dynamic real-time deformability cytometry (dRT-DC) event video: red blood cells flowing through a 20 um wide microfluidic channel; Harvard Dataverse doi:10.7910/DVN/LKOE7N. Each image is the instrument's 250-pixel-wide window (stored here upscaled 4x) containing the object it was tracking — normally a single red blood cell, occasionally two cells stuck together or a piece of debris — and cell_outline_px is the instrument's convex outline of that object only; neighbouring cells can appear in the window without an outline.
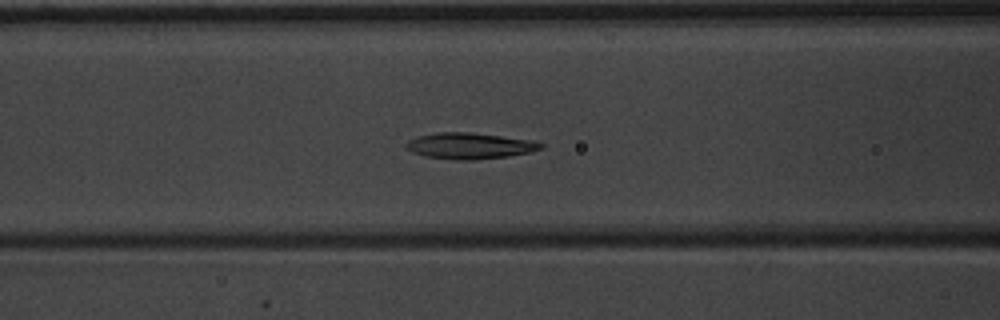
{"species": "common noctule bat (a hibernating species)", "species_latin": "Nyctalus noctula", "temperature_condition": "warm", "stored_images_in_passage": 48, "camera_frame_rate_fps": 3000, "um_per_image_px": 0.085, "animal": {"sex": "male", "body_mass_g": 20.1, "forearm_length_mm": 53.5}, "frame": {"image": 1, "passage_image": 21, "time_ms": 6.667, "image_size_px": [1000, 320], "cell_outline_px": [[544, 148], [528, 152], [508, 156], [472, 160], [456, 160], [424, 156], [412, 152], [404, 148], [404, 144], [408, 140], [416, 136], [440, 132], [468, 132], [532, 140], [544, 144]], "centroid_in_image_um": [39.87, 12.4], "position_along_channel_um": 126.7, "area_um2": 20.52}}
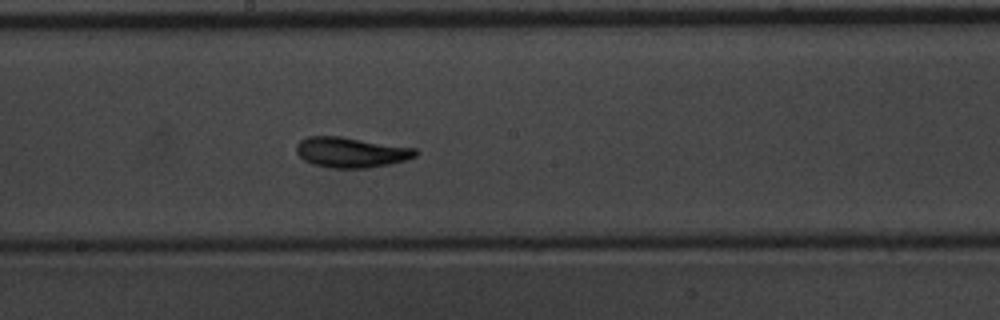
{"frame": {"image": 2, "passage_image": 28, "time_ms": 9.0, "image_size_px": [1000, 320], "cell_outline_px": [[420, 152], [416, 156], [404, 160], [388, 164], [368, 168], [332, 168], [312, 164], [304, 160], [296, 152], [296, 144], [300, 140], [308, 136], [340, 136], [416, 148]], "centroid_in_image_um": [29.83, 12.94], "position_along_channel_um": 218.4, "area_um2": 21.1}}
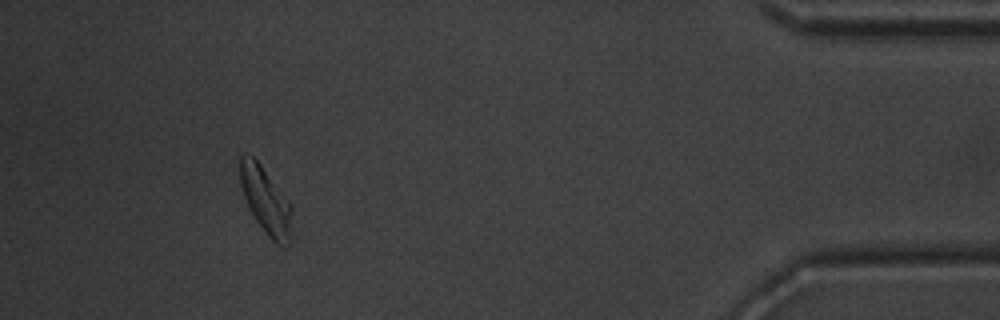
{"frame": {"image": 3, "passage_image": 47, "time_ms": 15.333, "image_size_px": [1000, 320], "cell_outline_px": [[292, 244], [288, 248], [284, 248], [276, 244], [264, 232], [248, 208], [240, 184], [240, 156], [244, 152], [252, 156], [260, 164], [292, 204]], "centroid_in_image_um": [22.64, 17.13], "position_along_channel_um": 412.6, "area_um2": 20.75}, "authors_computed_cell_mechanics": {"area_um2": 20.5479, "velocity_mm_per_s": 3.9352, "shape_relaxation_time_tau1_ms": 3.0395, "shape_relaxation_time_tau2_ms": 1.9467, "deformation_change_tau1": 0.127, "deformation_change_tau2": 0.0799}}